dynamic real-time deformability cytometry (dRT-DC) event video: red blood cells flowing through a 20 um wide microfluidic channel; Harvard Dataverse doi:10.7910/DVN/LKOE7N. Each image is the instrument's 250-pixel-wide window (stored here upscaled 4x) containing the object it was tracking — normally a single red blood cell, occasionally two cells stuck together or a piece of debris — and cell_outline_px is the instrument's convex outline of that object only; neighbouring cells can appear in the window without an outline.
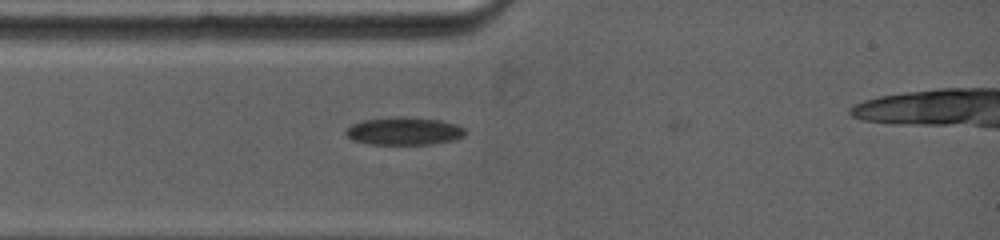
{"species": "common noctule bat (a hibernating species)", "species_latin": "Nyctalus noctula", "temperature_condition": "warm", "stored_images_in_passage": 16, "camera_frame_rate_fps": 5000, "um_per_image_px": 0.085, "animal": {"sex": "female", "body_mass_g": 19.0, "forearm_length_mm": 53.3}, "frame": {"image": 1, "passage_image": 3, "time_ms": 0.8, "image_size_px": [1000, 240], "cell_outline_px": [[464, 136], [452, 140], [432, 144], [372, 144], [352, 140], [344, 132], [352, 124], [364, 120], [400, 116], [440, 120], [456, 124], [464, 128]], "centroid_in_image_um": [34.34, 11.14], "position_along_channel_um": 50.7, "area_um2": 19.13}}
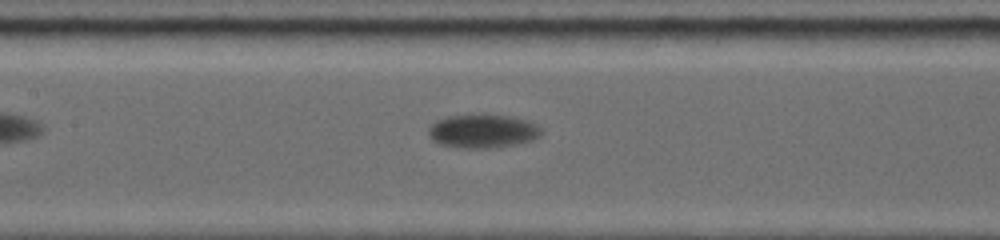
{"frame": {"image": 2, "passage_image": 9, "time_ms": 4.0, "image_size_px": [1000, 240], "cell_outline_px": [[540, 132], [532, 140], [520, 144], [488, 148], [468, 148], [440, 144], [432, 136], [432, 124], [440, 120], [452, 116], [504, 116], [524, 120], [536, 124], [540, 128]], "centroid_in_image_um": [41.1, 11.18], "position_along_channel_um": 166.3, "area_um2": 20.81}}
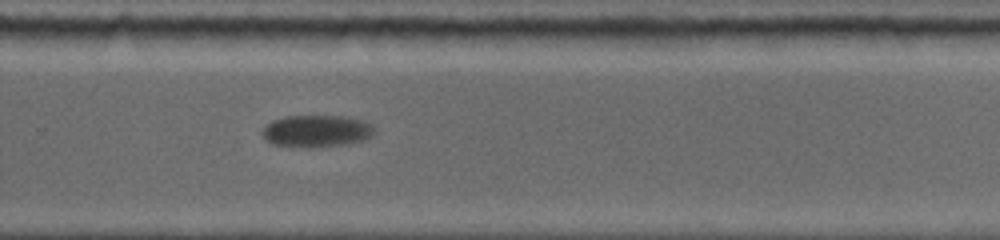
{"frame": {"image": 3, "passage_image": 16, "time_ms": 7.8, "image_size_px": [1000, 240], "cell_outline_px": [[372, 136], [364, 140], [348, 144], [320, 148], [312, 148], [272, 144], [264, 140], [260, 132], [272, 120], [288, 116], [340, 116], [360, 120], [372, 124]], "centroid_in_image_um": [26.87, 11.16], "position_along_channel_um": 302.9, "area_um2": 21.04}}